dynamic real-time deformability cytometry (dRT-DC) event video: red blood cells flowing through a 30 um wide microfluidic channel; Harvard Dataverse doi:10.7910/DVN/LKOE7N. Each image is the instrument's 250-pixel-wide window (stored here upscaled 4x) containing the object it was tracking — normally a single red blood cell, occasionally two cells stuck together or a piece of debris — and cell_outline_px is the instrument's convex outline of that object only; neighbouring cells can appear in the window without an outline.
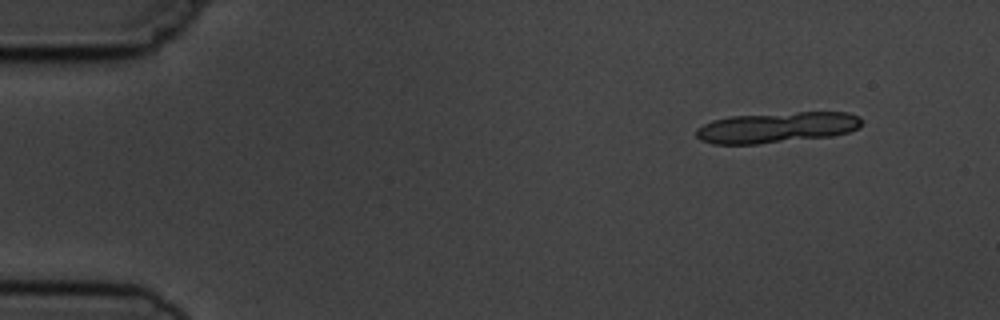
{"species": "common noctule bat (a hibernating species)", "species_latin": "Nyctalus noctula", "temperature_condition": "cold", "stored_images_in_passage": 6, "segment_of_instrument_passage": [1, 2], "camera_frame_rate_fps": 3000, "um_per_image_px": 0.085, "animal": {"sex": "male", "body_mass_g": 19.5, "forearm_length_mm": 54.6}, "frame": {"image": 1, "passage_image": 1, "time_ms": 0.0, "image_size_px": [1000, 320], "cell_outline_px": [[864, 120], [856, 128], [848, 132], [832, 136], [756, 144], [712, 144], [700, 140], [696, 136], [696, 128], [712, 120], [728, 116], [796, 112], [848, 112], [860, 116]], "centroid_in_image_um": [66.01, 10.83], "position_along_channel_um": 19.0, "area_um2": 29.77}}